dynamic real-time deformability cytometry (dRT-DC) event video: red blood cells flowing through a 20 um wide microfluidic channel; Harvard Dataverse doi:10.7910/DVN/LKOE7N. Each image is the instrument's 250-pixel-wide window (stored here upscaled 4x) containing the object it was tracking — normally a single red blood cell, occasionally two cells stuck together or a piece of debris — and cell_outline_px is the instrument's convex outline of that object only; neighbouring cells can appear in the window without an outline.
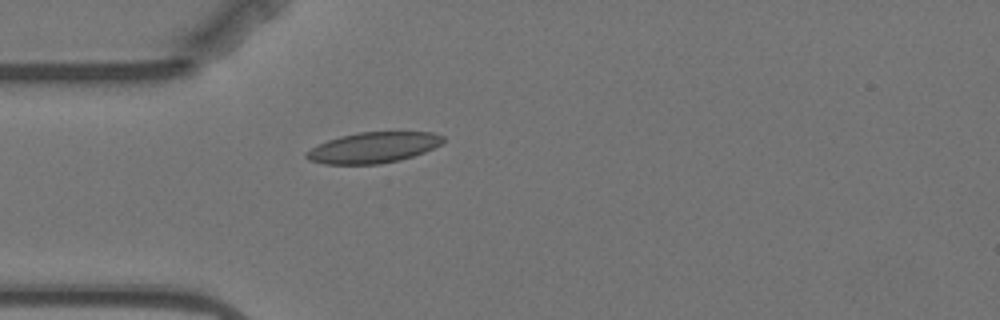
{"species": "Egyptian fruit bat (a non-hibernating species)", "species_latin": "Rousettus aegyptiacus", "temperature_condition": "warm", "stored_images_in_passage": 4, "camera_frame_rate_fps": 3000, "um_per_image_px": 0.085, "animal": {"sex": "female"}, "frame": {"image": 1, "passage_image": 4, "time_ms": 3.667, "image_size_px": [1000, 320], "cell_outline_px": [[444, 140], [440, 144], [424, 152], [400, 160], [380, 164], [324, 164], [308, 160], [304, 156], [304, 152], [328, 140], [340, 136], [360, 132], [432, 132], [444, 136]], "centroid_in_image_um": [31.7, 12.55], "position_along_channel_um": 53.3, "area_um2": 24.39}}